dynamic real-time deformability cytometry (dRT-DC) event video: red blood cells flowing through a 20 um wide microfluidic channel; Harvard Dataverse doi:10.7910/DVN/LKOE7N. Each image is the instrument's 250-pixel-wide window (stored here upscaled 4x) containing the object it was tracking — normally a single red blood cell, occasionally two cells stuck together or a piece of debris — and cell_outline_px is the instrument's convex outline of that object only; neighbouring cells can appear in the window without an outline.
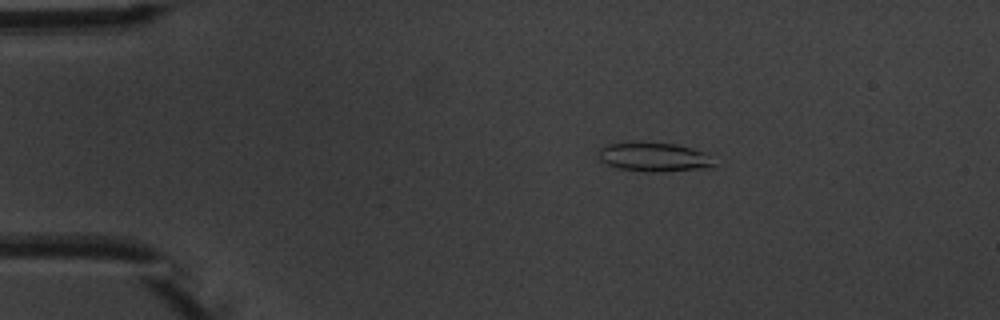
{"species": "common noctule bat (a hibernating species)", "species_latin": "Nyctalus noctula", "temperature_condition": "warm", "stored_images_in_passage": 4, "camera_frame_rate_fps": 3000, "um_per_image_px": 0.085, "animal": {"sex": "male", "body_mass_g": 20.1, "forearm_length_mm": 53.5}, "frame": {"image": 1, "passage_image": 1, "time_ms": 0.0, "image_size_px": [1000, 320], "cell_outline_px": [[716, 168], [656, 172], [644, 172], [616, 168], [600, 160], [600, 148], [608, 144], [640, 140], [676, 144], [692, 148], [704, 152]], "centroid_in_image_um": [55.57, 13.33], "position_along_channel_um": 29.4, "area_um2": 20.0}}
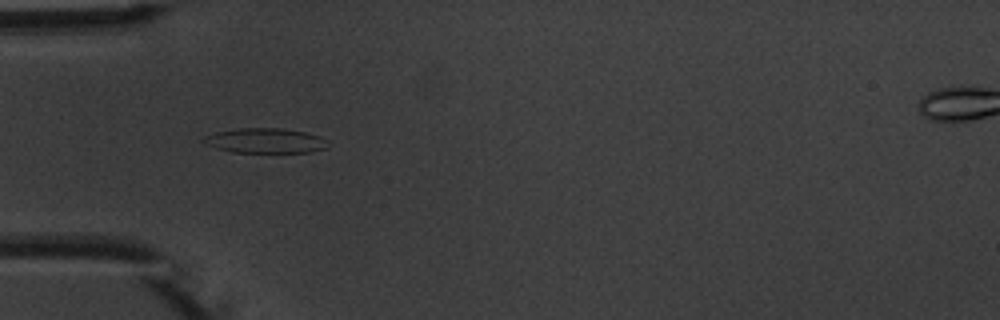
{"frame": {"image": 2, "passage_image": 3, "time_ms": 2.333, "image_size_px": [1000, 320], "cell_outline_px": [[324, 148], [312, 152], [232, 152], [216, 148], [204, 144], [200, 140], [204, 136], [216, 132], [240, 128], [280, 128], [304, 132], [320, 136], [324, 140]], "centroid_in_image_um": [22.45, 11.95], "position_along_channel_um": 62.6, "area_um2": 17.8}}